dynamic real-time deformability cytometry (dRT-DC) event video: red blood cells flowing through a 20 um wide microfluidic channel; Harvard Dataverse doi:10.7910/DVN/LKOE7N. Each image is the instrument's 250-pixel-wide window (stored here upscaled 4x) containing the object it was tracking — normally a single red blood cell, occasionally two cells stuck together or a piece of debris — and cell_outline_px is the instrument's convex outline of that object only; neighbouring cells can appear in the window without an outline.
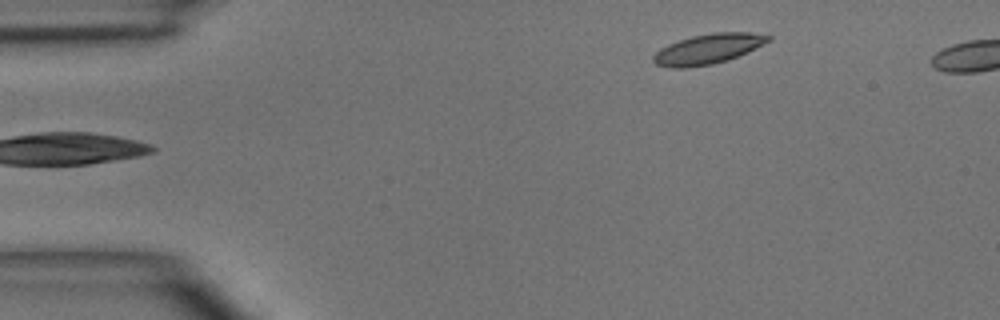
{"species": "common noctule bat (a hibernating species)", "species_latin": "Nyctalus noctula", "temperature_condition": "room temperature", "stored_images_in_passage": 3, "camera_frame_rate_fps": 3000, "um_per_image_px": 0.085, "animal": {"sex": "male", "body_mass_g": 15.6}, "frame": {"image": 1, "passage_image": 3, "time_ms": 3.333, "image_size_px": [1000, 320], "cell_outline_px": [[772, 40], [728, 60], [712, 64], [688, 68], [672, 68], [656, 64], [652, 60], [652, 56], [660, 48], [668, 44], [692, 36], [712, 32], [748, 32], [772, 36]], "centroid_in_image_um": [60.16, 4.16], "position_along_channel_um": 24.8, "area_um2": 20.06}}